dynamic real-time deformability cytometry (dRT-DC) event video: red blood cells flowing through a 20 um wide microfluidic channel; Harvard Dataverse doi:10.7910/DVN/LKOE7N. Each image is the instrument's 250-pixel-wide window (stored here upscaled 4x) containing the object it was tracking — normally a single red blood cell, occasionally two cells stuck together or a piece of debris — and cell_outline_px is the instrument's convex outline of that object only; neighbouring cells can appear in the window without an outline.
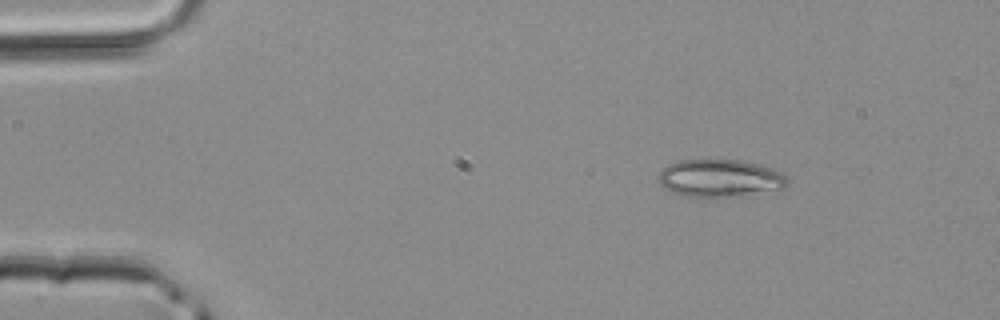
{"species": "common noctule bat (a hibernating species)", "species_latin": "Nyctalus noctula", "temperature_condition": "room temperature", "stored_images_in_passage": 4, "camera_frame_rate_fps": 3000, "um_per_image_px": 0.085, "animal": {"sex": "male", "body_mass_g": 20.4}, "frame": {"image": 1, "passage_image": 1, "time_ms": 0.0, "image_size_px": [1000, 320], "cell_outline_px": [[788, 184], [784, 188], [744, 196], [684, 196], [672, 192], [664, 188], [660, 184], [656, 176], [668, 164], [680, 160], [740, 160], [772, 168], [784, 172], [788, 176]], "centroid_in_image_um": [61.22, 15.15], "position_along_channel_um": 23.8, "area_um2": 28.38}}
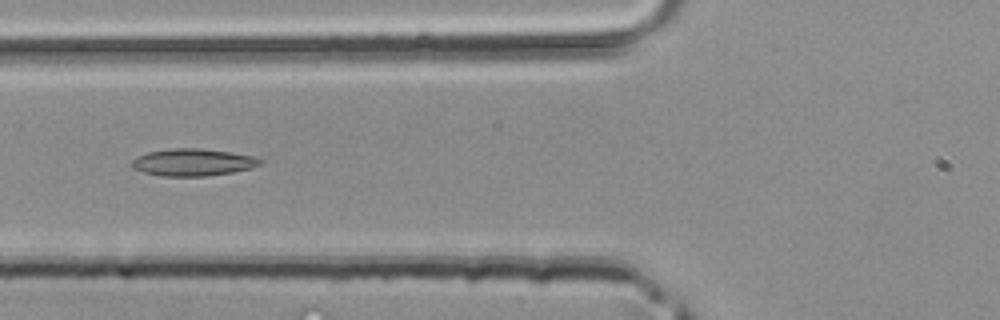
{"frame": {"image": 2, "passage_image": 4, "time_ms": 1.0, "image_size_px": [1000, 320], "cell_outline_px": [[264, 160], [260, 164], [252, 168], [232, 172], [208, 176], [160, 176], [144, 172], [132, 168], [132, 160], [148, 152], [176, 148], [200, 148], [228, 152], [252, 156]], "centroid_in_image_um": [16.41, 13.8], "position_along_channel_um": 109.4, "area_um2": 20.11}}